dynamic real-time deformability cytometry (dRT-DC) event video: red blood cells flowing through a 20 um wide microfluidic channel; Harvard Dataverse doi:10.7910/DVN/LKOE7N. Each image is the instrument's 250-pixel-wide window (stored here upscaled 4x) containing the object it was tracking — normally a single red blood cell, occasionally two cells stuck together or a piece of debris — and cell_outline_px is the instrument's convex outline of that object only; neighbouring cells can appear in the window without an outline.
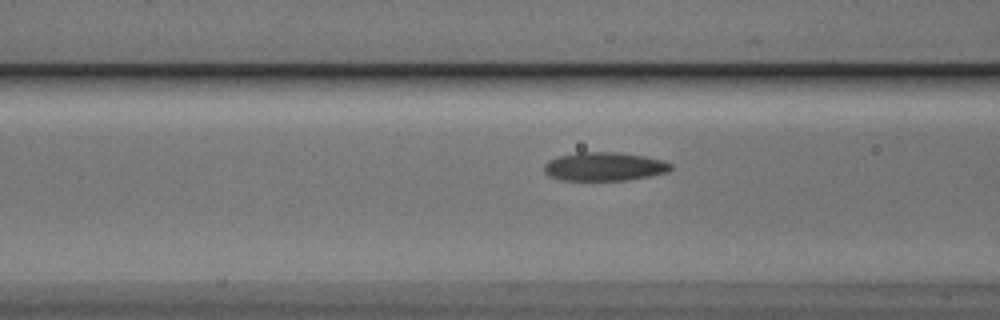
{"species": "Egyptian fruit bat (a non-hibernating species)", "species_latin": "Rousettus aegyptiacus", "temperature_condition": "cold", "stored_images_in_passage": 14, "camera_frame_rate_fps": 3000, "um_per_image_px": 0.085, "animal": {"sex": "male"}, "frame": {"image": 1, "passage_image": 12, "time_ms": 3.667, "image_size_px": [1000, 320], "cell_outline_px": [[672, 168], [668, 172], [628, 180], [560, 180], [548, 176], [544, 172], [544, 164], [548, 160], [556, 156], [576, 152], [620, 152], [644, 156], [664, 160], [672, 164]], "centroid_in_image_um": [51.34, 14.15], "position_along_channel_um": 115.3, "area_um2": 21.39}}